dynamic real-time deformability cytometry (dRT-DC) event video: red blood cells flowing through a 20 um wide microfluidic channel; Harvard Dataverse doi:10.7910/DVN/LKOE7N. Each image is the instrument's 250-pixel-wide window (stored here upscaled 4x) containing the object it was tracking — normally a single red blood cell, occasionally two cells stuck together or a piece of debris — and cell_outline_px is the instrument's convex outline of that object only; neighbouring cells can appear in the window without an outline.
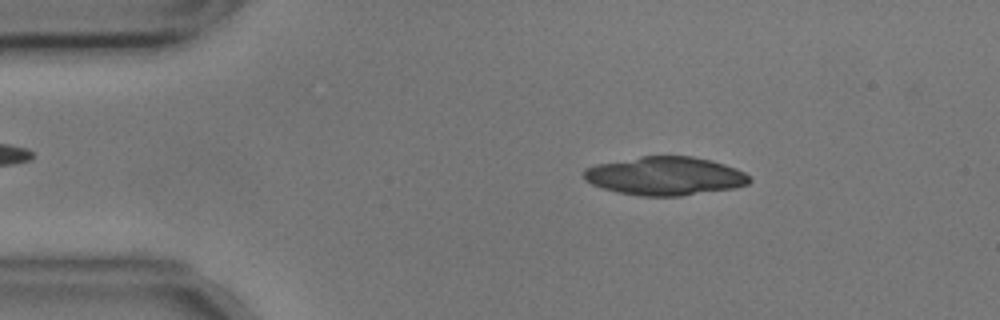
{"species": "common noctule bat (a hibernating species)", "species_latin": "Nyctalus noctula", "temperature_condition": "cold", "stored_images_in_passage": 54, "camera_frame_rate_fps": 3000, "um_per_image_px": 0.085, "animal": {"sex": "male", "body_mass_g": 17.9, "forearm_length_mm": 54.2}, "frame": {"image": 1, "passage_image": 8, "time_ms": 2.333, "image_size_px": [1000, 320], "cell_outline_px": [[752, 180], [748, 184], [732, 188], [680, 196], [640, 196], [616, 192], [592, 184], [584, 180], [584, 168], [596, 164], [640, 156], [692, 156], [712, 160], [736, 168], [744, 172]], "centroid_in_image_um": [56.51, 14.95], "position_along_channel_um": 28.5, "area_um2": 37.17}}